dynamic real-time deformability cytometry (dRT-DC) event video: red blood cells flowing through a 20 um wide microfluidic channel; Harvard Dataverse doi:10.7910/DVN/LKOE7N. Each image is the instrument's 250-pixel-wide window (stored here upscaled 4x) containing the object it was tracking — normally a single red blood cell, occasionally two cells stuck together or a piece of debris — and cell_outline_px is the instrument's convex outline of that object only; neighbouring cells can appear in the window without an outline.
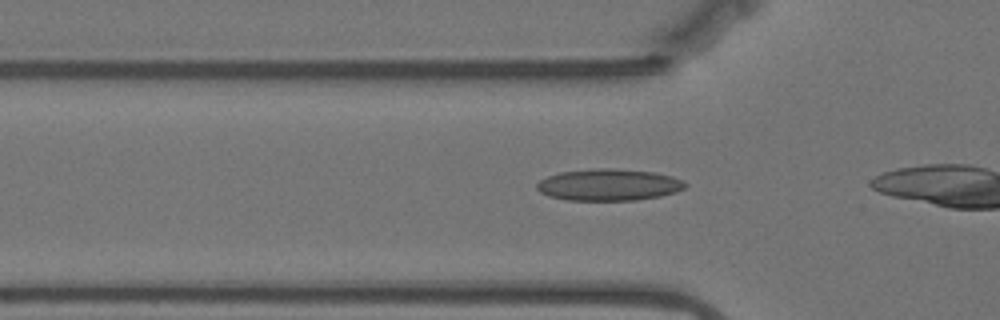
{"species": "Egyptian fruit bat (a non-hibernating species)", "species_latin": "Rousettus aegyptiacus", "temperature_condition": "warm", "stored_images_in_passage": 6, "camera_frame_rate_fps": 3000, "um_per_image_px": 0.085, "animal": {"sex": "female"}, "frame": {"image": 1, "passage_image": 3, "time_ms": 0.667, "image_size_px": [1000, 320], "cell_outline_px": [[688, 184], [684, 188], [676, 192], [660, 196], [636, 200], [568, 200], [548, 196], [540, 192], [536, 188], [536, 184], [540, 180], [548, 176], [560, 172], [596, 168], [616, 168], [656, 172], [672, 176], [684, 180]], "centroid_in_image_um": [51.77, 15.7], "position_along_channel_um": 74.0, "area_um2": 27.63}}